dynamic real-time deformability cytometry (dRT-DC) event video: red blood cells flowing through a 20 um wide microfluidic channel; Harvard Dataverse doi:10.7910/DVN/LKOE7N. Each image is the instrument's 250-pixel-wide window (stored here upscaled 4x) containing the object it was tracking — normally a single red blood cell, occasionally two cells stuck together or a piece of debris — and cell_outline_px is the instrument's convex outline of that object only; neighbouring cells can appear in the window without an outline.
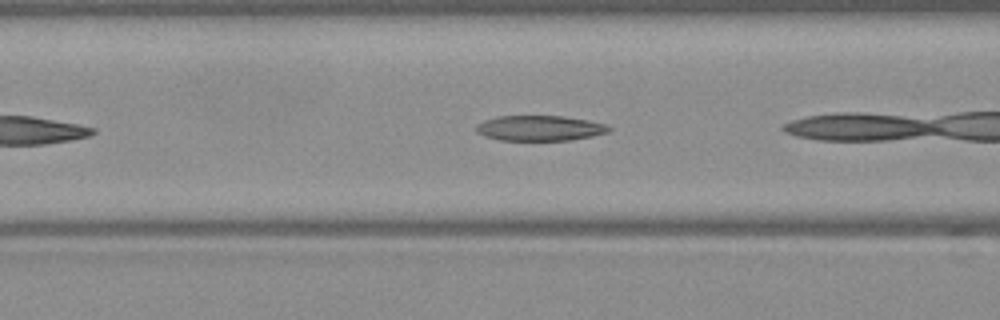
{"species": "Egyptian fruit bat (a non-hibernating species)", "species_latin": "Rousettus aegyptiacus", "temperature_condition": "warm", "stored_images_in_passage": 24, "camera_frame_rate_fps": 3000, "um_per_image_px": 0.085, "frame": {"image": 1, "passage_image": 4, "time_ms": 1.0, "image_size_px": [1000, 320], "cell_outline_px": [[612, 128], [608, 132], [592, 136], [568, 140], [500, 140], [484, 136], [476, 132], [476, 124], [484, 120], [496, 116], [564, 116], [588, 120], [604, 124]], "centroid_in_image_um": [45.84, 10.89], "position_along_channel_um": 120.8, "area_um2": 19.54}}